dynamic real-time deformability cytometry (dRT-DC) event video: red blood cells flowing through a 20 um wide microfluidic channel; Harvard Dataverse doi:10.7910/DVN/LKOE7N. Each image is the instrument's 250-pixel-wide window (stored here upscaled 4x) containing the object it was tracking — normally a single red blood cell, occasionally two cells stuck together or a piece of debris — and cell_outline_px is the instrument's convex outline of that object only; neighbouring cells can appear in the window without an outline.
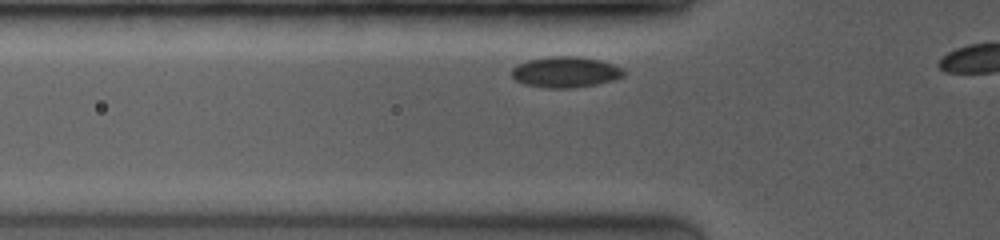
{"species": "common noctule bat (a hibernating species)", "species_latin": "Nyctalus noctula", "temperature_condition": "room temperature", "stored_images_in_passage": 4, "camera_frame_rate_fps": 3500, "um_per_image_px": 0.085, "animal": {"sex": "female", "body_mass_g": 19.0, "forearm_length_mm": 53.3}, "frame": {"image": 1, "passage_image": 3, "time_ms": 0.571, "image_size_px": [1000, 240], "cell_outline_px": [[628, 72], [624, 76], [612, 80], [596, 84], [572, 88], [548, 88], [524, 84], [516, 80], [512, 76], [512, 68], [516, 64], [528, 60], [548, 56], [576, 56], [600, 60], [624, 68]], "centroid_in_image_um": [48.08, 6.12], "position_along_channel_um": 77.7, "area_um2": 20.29}}